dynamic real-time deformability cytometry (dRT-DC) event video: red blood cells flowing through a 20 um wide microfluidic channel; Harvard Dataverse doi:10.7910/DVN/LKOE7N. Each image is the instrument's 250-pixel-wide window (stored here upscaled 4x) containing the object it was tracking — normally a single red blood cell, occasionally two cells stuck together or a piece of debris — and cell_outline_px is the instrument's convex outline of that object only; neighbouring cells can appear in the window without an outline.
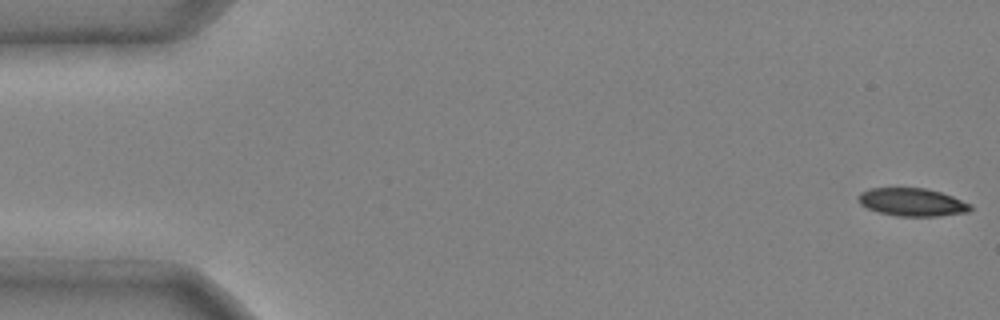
{"species": "common noctule bat (a hibernating species)", "species_latin": "Nyctalus noctula", "temperature_condition": "cold", "stored_images_in_passage": 46, "camera_frame_rate_fps": 3000, "um_per_image_px": 0.085, "animal": {"sex": "male", "body_mass_g": 20.4}, "frame": {"image": 1, "passage_image": 1, "time_ms": 0.0, "image_size_px": [1000, 320], "cell_outline_px": [[972, 208], [968, 212], [940, 216], [896, 216], [880, 212], [868, 208], [860, 204], [860, 192], [868, 188], [924, 188], [940, 192], [952, 196], [972, 204]], "centroid_in_image_um": [77.57, 17.18], "position_along_channel_um": 7.4, "area_um2": 18.15}}
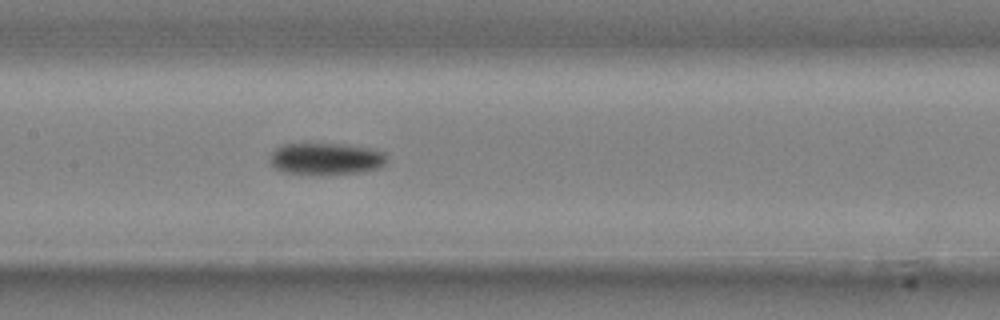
{"frame": {"image": 2, "passage_image": 24, "time_ms": 7.667, "image_size_px": [1000, 320], "cell_outline_px": [[384, 164], [380, 168], [360, 172], [320, 176], [312, 176], [280, 172], [268, 160], [272, 152], [276, 148], [284, 144], [344, 144], [372, 148], [384, 152]], "centroid_in_image_um": [27.66, 13.53], "position_along_channel_um": 179.7, "area_um2": 22.2}}
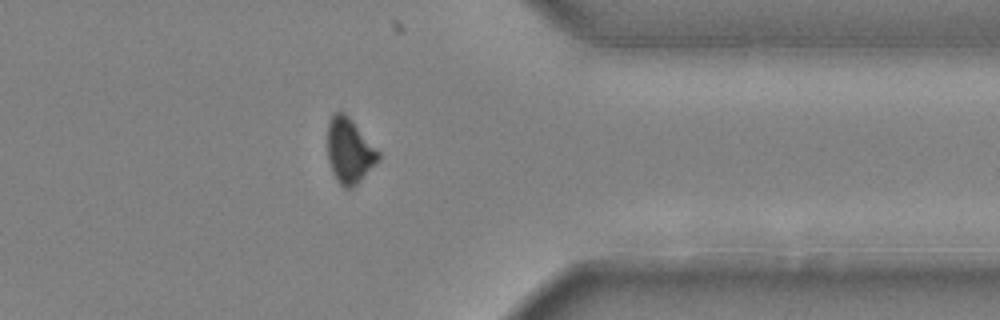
{"frame": {"image": 3, "passage_image": 40, "time_ms": 13.0, "image_size_px": [1000, 320], "cell_outline_px": [[380, 160], [352, 188], [344, 188], [336, 180], [332, 172], [328, 160], [328, 120], [332, 112], [344, 112], [352, 120], [380, 152]], "centroid_in_image_um": [29.69, 12.8], "position_along_channel_um": 381.7, "area_um2": 19.31}}